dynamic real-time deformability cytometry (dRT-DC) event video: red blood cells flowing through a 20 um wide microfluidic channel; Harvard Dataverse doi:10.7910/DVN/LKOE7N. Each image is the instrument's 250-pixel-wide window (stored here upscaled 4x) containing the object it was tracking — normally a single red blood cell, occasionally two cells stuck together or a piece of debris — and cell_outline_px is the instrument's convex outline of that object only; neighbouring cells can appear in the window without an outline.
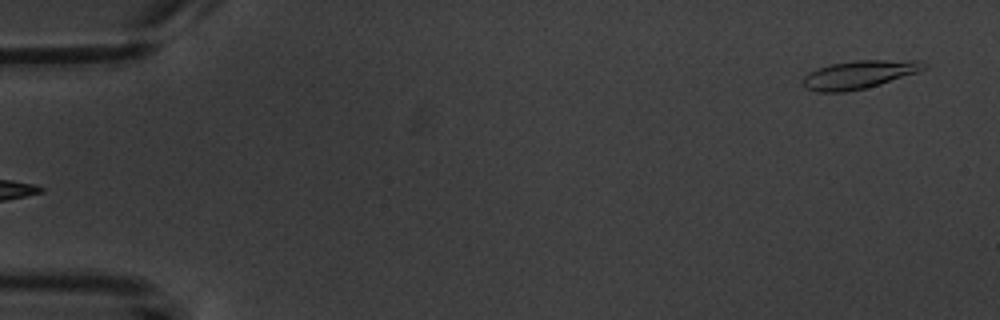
{"species": "common noctule bat (a hibernating species)", "species_latin": "Nyctalus noctula", "temperature_condition": "warm", "stored_images_in_passage": 3, "camera_frame_rate_fps": 3000, "um_per_image_px": 0.085, "animal": {"sex": "male", "body_mass_g": 20.1, "forearm_length_mm": 53.5}, "frame": {"image": 1, "passage_image": 3, "time_ms": 3.667, "image_size_px": [1000, 320], "cell_outline_px": [[928, 68], [920, 72], [880, 84], [864, 88], [844, 92], [820, 92], [808, 88], [800, 80], [808, 72], [828, 64], [856, 60], [920, 60], [928, 64]], "centroid_in_image_um": [73.07, 6.32], "position_along_channel_um": 11.9, "area_um2": 20.06}}